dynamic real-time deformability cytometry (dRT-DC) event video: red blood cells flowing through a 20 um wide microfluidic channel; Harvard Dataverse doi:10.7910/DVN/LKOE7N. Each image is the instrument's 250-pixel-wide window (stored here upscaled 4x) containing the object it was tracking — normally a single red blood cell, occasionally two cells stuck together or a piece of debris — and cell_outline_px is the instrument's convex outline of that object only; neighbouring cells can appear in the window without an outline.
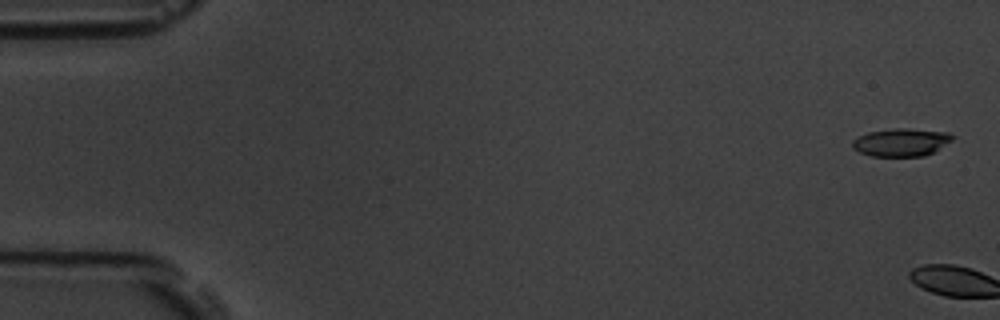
{"species": "common noctule bat (a hibernating species)", "species_latin": "Nyctalus noctula", "temperature_condition": "room temperature", "stored_images_in_passage": 7, "camera_frame_rate_fps": 3000, "um_per_image_px": 0.085, "animal": {"sex": "male", "body_mass_g": 19.5, "forearm_length_mm": 54.6}, "frame": {"image": 1, "passage_image": 1, "time_ms": 0.0, "image_size_px": [1000, 320], "cell_outline_px": [[956, 136], [952, 140], [932, 152], [924, 156], [872, 156], [860, 152], [852, 148], [852, 140], [868, 132], [896, 128], [904, 128], [948, 132]], "centroid_in_image_um": [76.6, 12.09], "position_along_channel_um": 8.4, "area_um2": 16.13}}
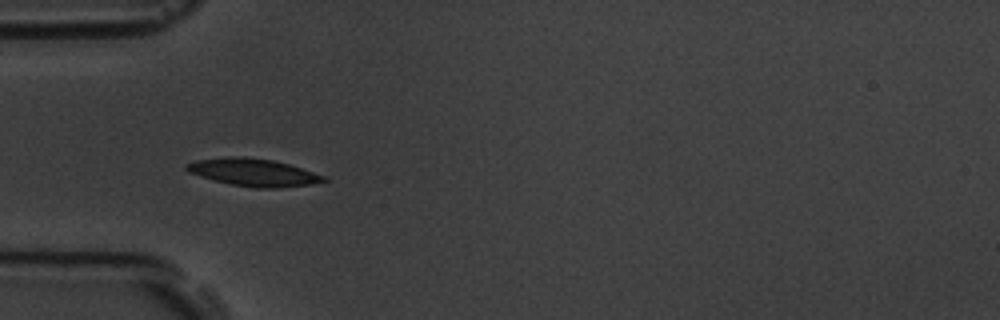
{"frame": {"image": 2, "passage_image": 7, "time_ms": 6.667, "image_size_px": [1000, 320], "cell_outline_px": [[328, 180], [312, 184], [276, 188], [256, 188], [232, 184], [212, 180], [188, 172], [184, 168], [184, 164], [196, 160], [232, 156], [244, 156], [272, 160], [288, 164], [328, 176]], "centroid_in_image_um": [21.54, 14.65], "position_along_channel_um": 63.5, "area_um2": 22.08}}